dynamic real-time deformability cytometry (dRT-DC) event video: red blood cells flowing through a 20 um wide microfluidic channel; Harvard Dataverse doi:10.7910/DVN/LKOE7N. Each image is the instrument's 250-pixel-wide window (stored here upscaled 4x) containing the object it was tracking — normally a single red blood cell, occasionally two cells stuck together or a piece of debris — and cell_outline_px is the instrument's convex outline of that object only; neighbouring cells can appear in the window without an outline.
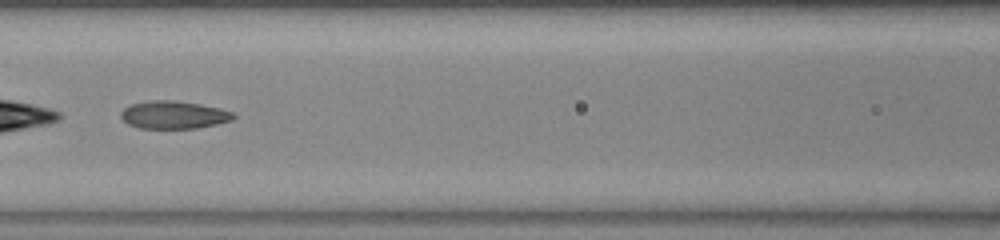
{"species": "common noctule bat (a hibernating species)", "species_latin": "Nyctalus noctula", "temperature_condition": "warm", "stored_images_in_passage": 50, "camera_frame_rate_fps": 3000, "um_per_image_px": 0.085, "animal": {"sex": "female", "body_mass_g": 23.0, "forearm_length_mm": 53.4}, "frame": {"image": 1, "passage_image": 22, "time_ms": 7.0, "image_size_px": [1000, 240], "cell_outline_px": [[236, 116], [232, 120], [216, 124], [196, 128], [140, 128], [128, 124], [120, 116], [120, 112], [124, 108], [132, 104], [152, 100], [172, 100], [200, 104], [220, 108], [232, 112]], "centroid_in_image_um": [14.76, 9.76], "position_along_channel_um": 151.8, "area_um2": 18.09}}
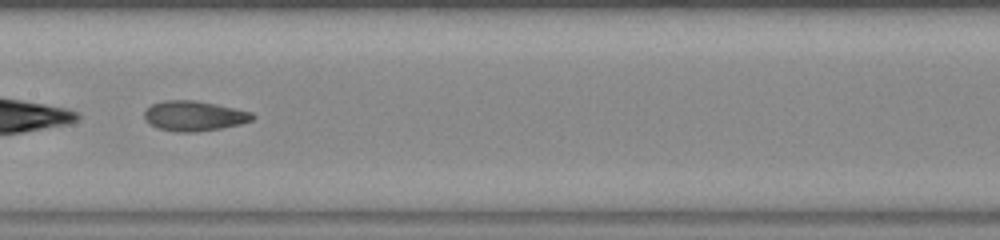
{"frame": {"image": 2, "passage_image": 25, "time_ms": 8.0, "image_size_px": [1000, 240], "cell_outline_px": [[256, 116], [252, 120], [240, 124], [220, 128], [196, 132], [176, 132], [160, 128], [152, 124], [144, 116], [144, 112], [152, 104], [164, 100], [192, 100], [216, 104], [252, 112]], "centroid_in_image_um": [16.53, 9.85], "position_along_channel_um": 190.9, "area_um2": 18.67}}
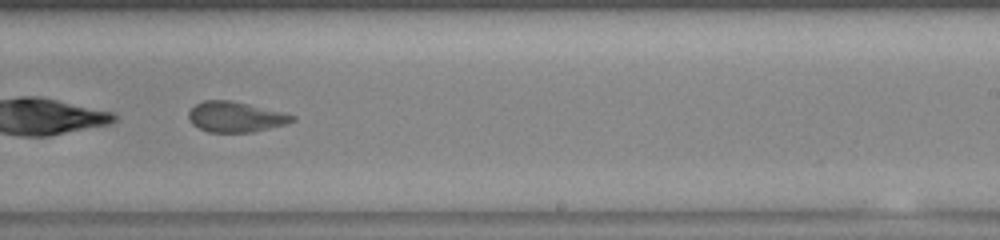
{"frame": {"image": 3, "passage_image": 31, "time_ms": 10.0, "image_size_px": [1000, 240], "cell_outline_px": [[296, 120], [288, 124], [252, 132], [208, 132], [192, 124], [188, 116], [188, 112], [196, 104], [204, 100], [232, 100], [296, 116]], "centroid_in_image_um": [20.02, 9.94], "position_along_channel_um": 269.0, "area_um2": 18.26}, "authors_computed_cell_mechanics": {"area_um2": 19.2763, "velocity_mm_per_s": 3.9189, "shape_relaxation_time_tau1_ms": null, "shape_relaxation_time_tau2_ms": 2.9773, "deformation_change_tau1": null, "deformation_change_tau2": 0.1031}}